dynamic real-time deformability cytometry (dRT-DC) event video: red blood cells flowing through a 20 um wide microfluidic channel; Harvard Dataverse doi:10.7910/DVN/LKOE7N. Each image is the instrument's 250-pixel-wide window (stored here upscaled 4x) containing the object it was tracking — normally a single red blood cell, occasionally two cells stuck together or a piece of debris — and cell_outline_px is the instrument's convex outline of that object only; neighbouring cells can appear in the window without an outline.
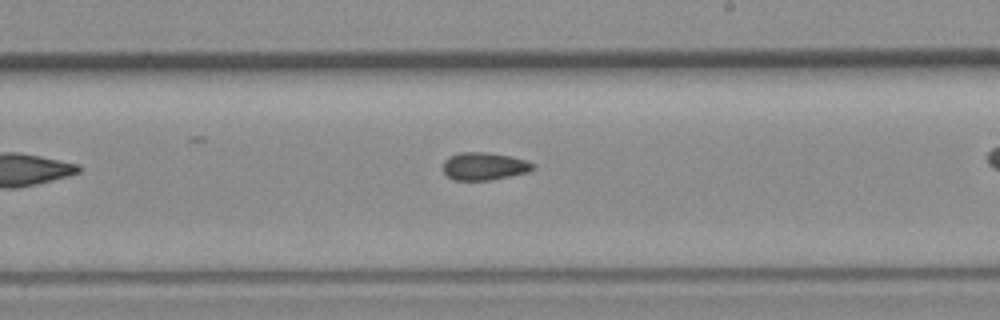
{"species": "common noctule bat (a hibernating species)", "species_latin": "Nyctalus noctula", "temperature_condition": "room temperature", "stored_images_in_passage": 24, "camera_frame_rate_fps": 3000, "um_per_image_px": 0.085, "animal": {"sex": "female", "body_mass_g": 19.3, "forearm_length_mm": 54.1}, "frame": {"image": 1, "passage_image": 14, "time_ms": 4.333, "image_size_px": [1000, 320], "cell_outline_px": [[536, 168], [528, 172], [492, 180], [456, 180], [448, 176], [444, 172], [444, 160], [448, 156], [460, 152], [488, 152], [512, 156], [524, 160], [532, 164]], "centroid_in_image_um": [41.15, 14.12], "position_along_channel_um": 247.8, "area_um2": 14.51}}
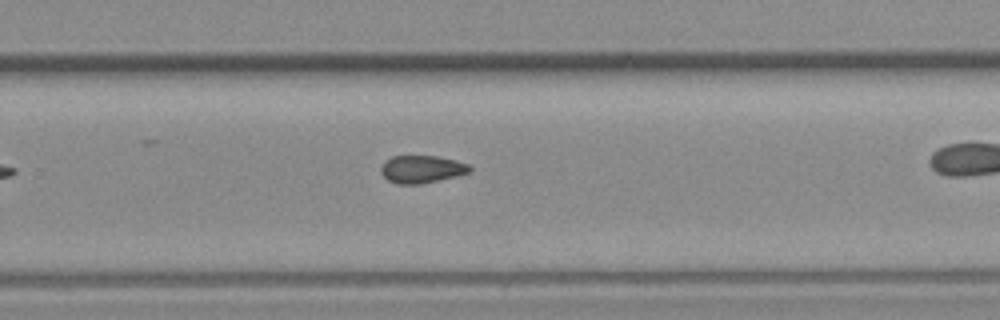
{"frame": {"image": 2, "passage_image": 17, "time_ms": 5.333, "image_size_px": [1000, 320], "cell_outline_px": [[472, 168], [468, 172], [456, 176], [420, 184], [396, 184], [388, 180], [380, 172], [380, 168], [392, 156], [436, 156], [456, 160], [468, 164]], "centroid_in_image_um": [35.84, 14.38], "position_along_channel_um": 294.0, "area_um2": 14.1}}